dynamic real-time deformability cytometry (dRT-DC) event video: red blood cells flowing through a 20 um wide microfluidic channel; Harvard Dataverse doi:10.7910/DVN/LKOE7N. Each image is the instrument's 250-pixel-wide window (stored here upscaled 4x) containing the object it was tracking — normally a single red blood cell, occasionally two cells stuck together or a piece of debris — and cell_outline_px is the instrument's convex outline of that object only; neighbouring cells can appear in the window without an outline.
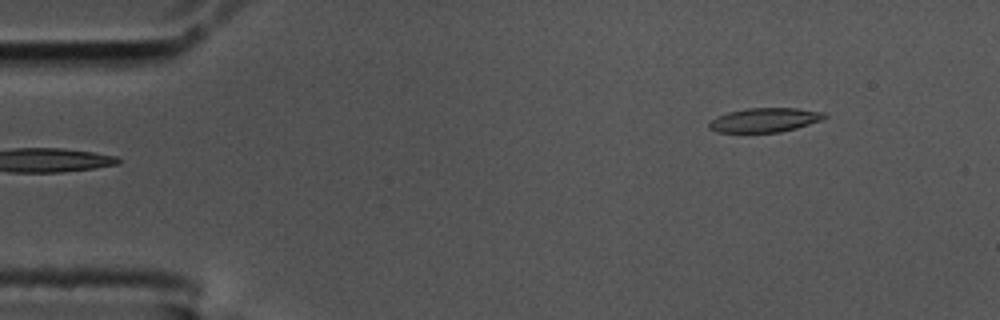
{"species": "common noctule bat (a hibernating species)", "species_latin": "Nyctalus noctula", "temperature_condition": "cold", "stored_images_in_passage": 50, "camera_frame_rate_fps": 3000, "um_per_image_px": 0.085, "animal": {"sex": "male", "body_mass_g": 17.5, "forearm_length_mm": 52.3}, "frame": {"image": 1, "passage_image": 1, "time_ms": 0.0, "image_size_px": [1000, 320], "cell_outline_px": [[828, 116], [820, 120], [796, 128], [780, 132], [716, 132], [708, 128], [708, 124], [716, 116], [728, 112], [748, 108], [796, 108], [824, 112]], "centroid_in_image_um": [64.97, 10.2], "position_along_channel_um": 20.0, "area_um2": 16.18}}
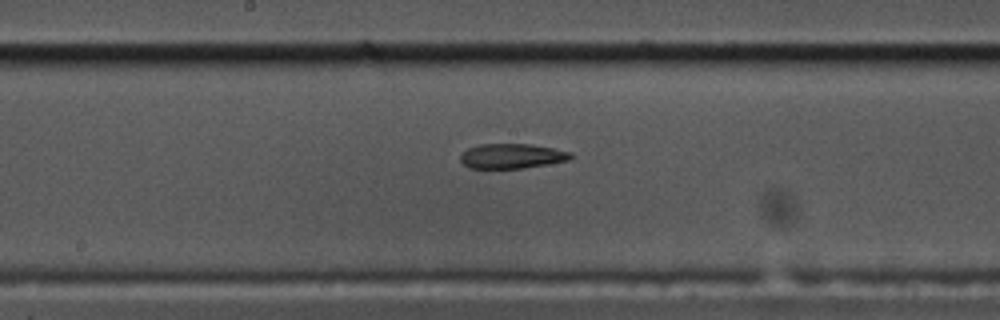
{"frame": {"image": 2, "passage_image": 23, "time_ms": 7.333, "image_size_px": [1000, 320], "cell_outline_px": [[576, 156], [568, 160], [548, 164], [524, 168], [468, 168], [460, 160], [460, 156], [468, 148], [480, 144], [528, 144], [552, 148], [572, 152]], "centroid_in_image_um": [43.53, 13.27], "position_along_channel_um": 204.7, "area_um2": 15.95}}
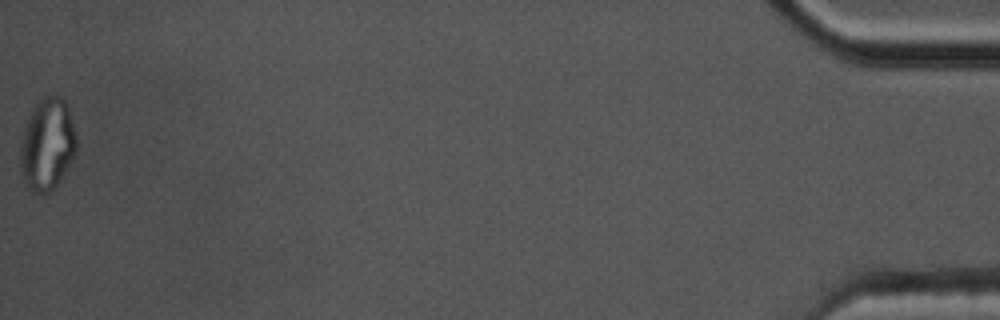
{"frame": {"image": 3, "passage_image": 50, "time_ms": 16.333, "image_size_px": [1000, 320], "cell_outline_px": [[76, 152], [72, 160], [56, 188], [52, 192], [44, 196], [32, 192], [24, 184], [20, 172], [20, 148], [24, 128], [28, 116], [32, 108], [48, 92], [60, 96], [64, 100], [68, 108], [76, 132]], "centroid_in_image_um": [4.01, 12.31], "position_along_channel_um": 431.2, "area_um2": 30.92}, "authors_computed_cell_mechanics": {"area_um2": 17.3689, "velocity_mm_per_s": 3.6172, "shape_relaxation_time_tau1_ms": null, "shape_relaxation_time_tau2_ms": 4.1746, "deformation_change_tau1": null, "deformation_change_tau2": 0.1267}}